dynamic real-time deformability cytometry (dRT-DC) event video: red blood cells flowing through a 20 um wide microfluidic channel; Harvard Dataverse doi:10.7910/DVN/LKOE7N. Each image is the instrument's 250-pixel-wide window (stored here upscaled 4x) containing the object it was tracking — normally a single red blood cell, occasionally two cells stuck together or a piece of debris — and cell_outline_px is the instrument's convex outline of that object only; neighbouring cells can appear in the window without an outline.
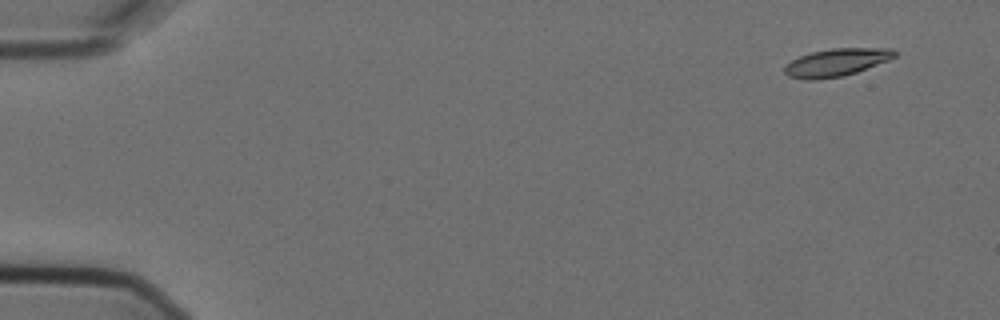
{"species": "Egyptian fruit bat (a non-hibernating species)", "species_latin": "Rousettus aegyptiacus", "temperature_condition": "cold", "stored_images_in_passage": 9, "camera_frame_rate_fps": 3000, "um_per_image_px": 0.085, "animal": {"sex": "female"}, "frame": {"image": 1, "passage_image": 1, "time_ms": 0.0, "image_size_px": [1000, 320], "cell_outline_px": [[896, 56], [888, 60], [856, 72], [844, 76], [816, 80], [808, 80], [788, 76], [784, 72], [784, 64], [800, 56], [812, 52], [832, 48], [892, 48], [896, 52]], "centroid_in_image_um": [71.07, 5.31], "position_along_channel_um": 13.9, "area_um2": 17.74}}
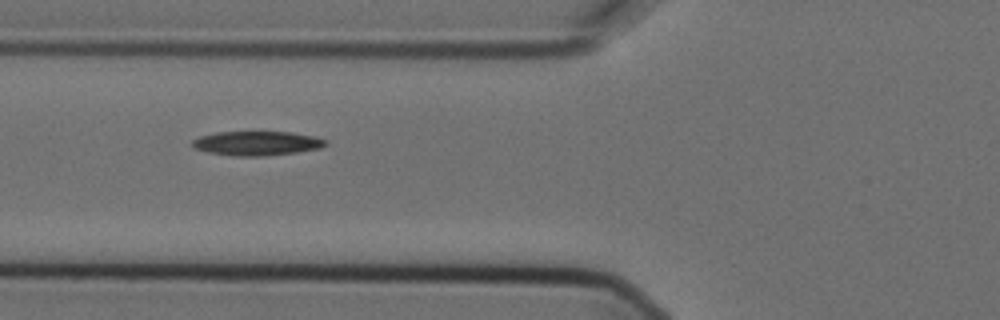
{"frame": {"image": 2, "passage_image": 6, "time_ms": 1.667, "image_size_px": [1000, 320], "cell_outline_px": [[328, 144], [320, 148], [296, 152], [260, 156], [232, 156], [208, 152], [196, 148], [192, 144], [192, 140], [200, 136], [216, 132], [292, 132], [316, 136], [328, 140]], "centroid_in_image_um": [21.87, 12.17], "position_along_channel_um": 103.9, "area_um2": 18.84}}
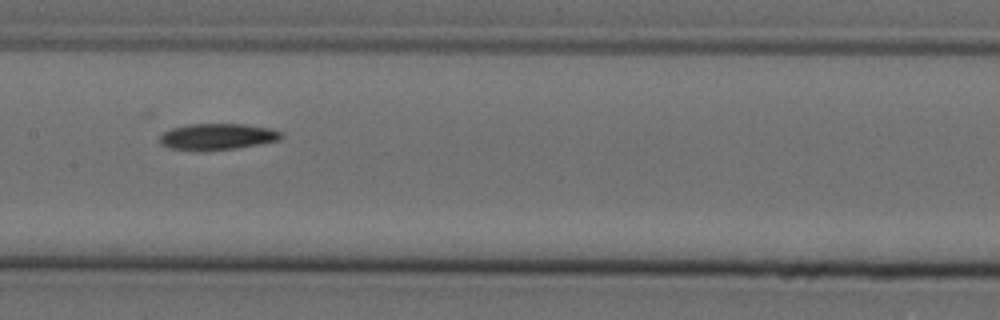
{"frame": {"image": 3, "passage_image": 8, "time_ms": 2.333, "image_size_px": [1000, 320], "cell_outline_px": [[284, 136], [280, 140], [236, 148], [200, 152], [168, 148], [160, 144], [160, 136], [164, 132], [172, 128], [188, 124], [244, 124], [272, 128], [280, 132]], "centroid_in_image_um": [18.46, 11.63], "position_along_channel_um": 188.9, "area_um2": 18.9}}